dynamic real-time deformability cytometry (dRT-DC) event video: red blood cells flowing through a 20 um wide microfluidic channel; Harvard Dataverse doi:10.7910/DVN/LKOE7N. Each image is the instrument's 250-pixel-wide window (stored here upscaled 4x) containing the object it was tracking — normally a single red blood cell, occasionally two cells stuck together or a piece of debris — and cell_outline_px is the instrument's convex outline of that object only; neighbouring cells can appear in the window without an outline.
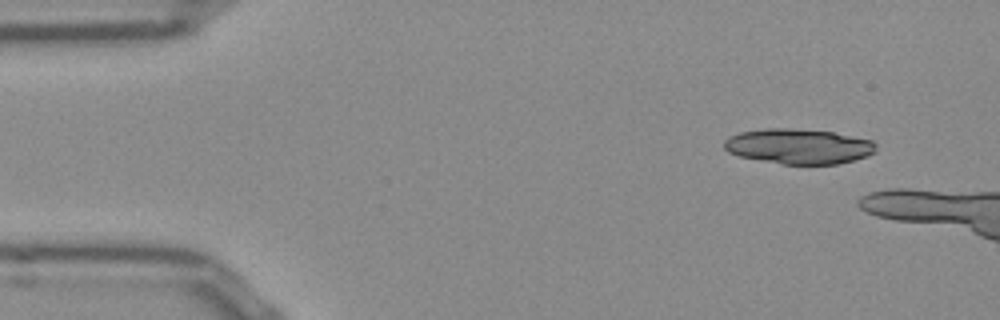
{"species": "Egyptian fruit bat (a non-hibernating species)", "species_latin": "Rousettus aegyptiacus", "temperature_condition": "room temperature", "stored_images_in_passage": 5, "camera_frame_rate_fps": 3000, "um_per_image_px": 0.085, "frame": {"image": 1, "passage_image": 1, "time_ms": 0.0, "image_size_px": [1000, 320], "cell_outline_px": [[876, 152], [868, 156], [836, 164], [780, 164], [740, 156], [728, 152], [724, 148], [724, 140], [728, 136], [740, 132], [764, 128], [788, 128], [832, 132], [872, 140], [876, 144]], "centroid_in_image_um": [67.87, 12.43], "position_along_channel_um": 17.1, "area_um2": 31.1}}